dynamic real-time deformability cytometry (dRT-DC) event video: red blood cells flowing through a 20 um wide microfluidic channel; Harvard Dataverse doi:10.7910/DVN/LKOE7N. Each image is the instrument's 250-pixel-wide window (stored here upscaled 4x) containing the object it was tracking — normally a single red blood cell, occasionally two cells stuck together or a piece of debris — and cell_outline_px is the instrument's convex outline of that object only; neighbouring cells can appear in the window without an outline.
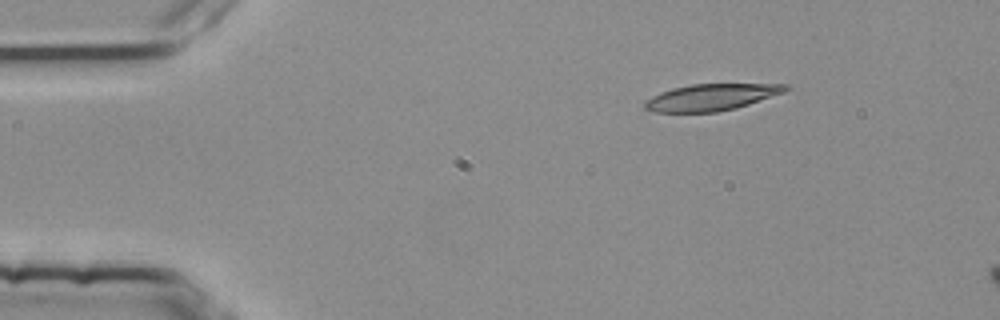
{"species": "common noctule bat (a hibernating species)", "species_latin": "Nyctalus noctula", "temperature_condition": "room temperature", "stored_images_in_passage": 4, "camera_frame_rate_fps": 3000, "um_per_image_px": 0.085, "animal": {"sex": "female", "body_mass_g": 25.1}, "frame": {"image": 1, "passage_image": 2, "time_ms": 0.333, "image_size_px": [1000, 320], "cell_outline_px": [[792, 88], [784, 92], [736, 108], [716, 112], [656, 112], [644, 108], [644, 104], [652, 96], [660, 92], [672, 88], [692, 84], [792, 84]], "centroid_in_image_um": [60.49, 8.25], "position_along_channel_um": 24.5, "area_um2": 21.73}}